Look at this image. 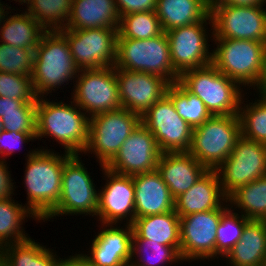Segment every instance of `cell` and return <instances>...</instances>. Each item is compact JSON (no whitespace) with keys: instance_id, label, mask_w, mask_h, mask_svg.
<instances>
[{"instance_id":"6da1fadb","label":"cell","mask_w":266,"mask_h":266,"mask_svg":"<svg viewBox=\"0 0 266 266\" xmlns=\"http://www.w3.org/2000/svg\"><path fill=\"white\" fill-rule=\"evenodd\" d=\"M62 155L43 146L27 153L23 180L27 189L25 205L39 222L54 210L60 199L64 167Z\"/></svg>"},{"instance_id":"7a4b0ae2","label":"cell","mask_w":266,"mask_h":266,"mask_svg":"<svg viewBox=\"0 0 266 266\" xmlns=\"http://www.w3.org/2000/svg\"><path fill=\"white\" fill-rule=\"evenodd\" d=\"M62 101L37 98L36 139L52 137L66 153L81 156L88 141L90 117L73 101L71 104Z\"/></svg>"},{"instance_id":"3957f363","label":"cell","mask_w":266,"mask_h":266,"mask_svg":"<svg viewBox=\"0 0 266 266\" xmlns=\"http://www.w3.org/2000/svg\"><path fill=\"white\" fill-rule=\"evenodd\" d=\"M78 72L66 37L59 30L46 31L35 48L31 74L37 98L47 97L71 80L74 83Z\"/></svg>"},{"instance_id":"277c9868","label":"cell","mask_w":266,"mask_h":266,"mask_svg":"<svg viewBox=\"0 0 266 266\" xmlns=\"http://www.w3.org/2000/svg\"><path fill=\"white\" fill-rule=\"evenodd\" d=\"M178 82L198 96L212 116L238 115L244 88L220 73L212 63L185 71Z\"/></svg>"},{"instance_id":"5b68a950","label":"cell","mask_w":266,"mask_h":266,"mask_svg":"<svg viewBox=\"0 0 266 266\" xmlns=\"http://www.w3.org/2000/svg\"><path fill=\"white\" fill-rule=\"evenodd\" d=\"M212 64L241 87L256 88L264 68L266 43L254 40L212 39Z\"/></svg>"},{"instance_id":"8992f818","label":"cell","mask_w":266,"mask_h":266,"mask_svg":"<svg viewBox=\"0 0 266 266\" xmlns=\"http://www.w3.org/2000/svg\"><path fill=\"white\" fill-rule=\"evenodd\" d=\"M84 165L78 154L64 152L60 199L43 222L55 219L60 215L83 214L96 217L99 189L95 188L94 180Z\"/></svg>"},{"instance_id":"52a82bcc","label":"cell","mask_w":266,"mask_h":266,"mask_svg":"<svg viewBox=\"0 0 266 266\" xmlns=\"http://www.w3.org/2000/svg\"><path fill=\"white\" fill-rule=\"evenodd\" d=\"M241 136L238 115H216L193 129L189 153L207 170H216Z\"/></svg>"},{"instance_id":"ba28073f","label":"cell","mask_w":266,"mask_h":266,"mask_svg":"<svg viewBox=\"0 0 266 266\" xmlns=\"http://www.w3.org/2000/svg\"><path fill=\"white\" fill-rule=\"evenodd\" d=\"M116 68L155 74L170 84L179 80L174 71L165 32L150 39H117Z\"/></svg>"},{"instance_id":"9c48e42d","label":"cell","mask_w":266,"mask_h":266,"mask_svg":"<svg viewBox=\"0 0 266 266\" xmlns=\"http://www.w3.org/2000/svg\"><path fill=\"white\" fill-rule=\"evenodd\" d=\"M140 123L139 114L122 107L90 117L88 141L83 154L93 153L100 168L106 166Z\"/></svg>"},{"instance_id":"30bf717a","label":"cell","mask_w":266,"mask_h":266,"mask_svg":"<svg viewBox=\"0 0 266 266\" xmlns=\"http://www.w3.org/2000/svg\"><path fill=\"white\" fill-rule=\"evenodd\" d=\"M266 4L251 6L210 4L213 39L266 43Z\"/></svg>"},{"instance_id":"8fae6325","label":"cell","mask_w":266,"mask_h":266,"mask_svg":"<svg viewBox=\"0 0 266 266\" xmlns=\"http://www.w3.org/2000/svg\"><path fill=\"white\" fill-rule=\"evenodd\" d=\"M74 82L71 99L89 117L121 108L115 66L79 70Z\"/></svg>"},{"instance_id":"7c38bea8","label":"cell","mask_w":266,"mask_h":266,"mask_svg":"<svg viewBox=\"0 0 266 266\" xmlns=\"http://www.w3.org/2000/svg\"><path fill=\"white\" fill-rule=\"evenodd\" d=\"M79 70L112 67L117 59L118 29H61Z\"/></svg>"},{"instance_id":"4fadbf2b","label":"cell","mask_w":266,"mask_h":266,"mask_svg":"<svg viewBox=\"0 0 266 266\" xmlns=\"http://www.w3.org/2000/svg\"><path fill=\"white\" fill-rule=\"evenodd\" d=\"M227 203L226 200L218 209L180 217V256L183 262L215 260L216 231L221 215L229 208Z\"/></svg>"},{"instance_id":"5bb4252c","label":"cell","mask_w":266,"mask_h":266,"mask_svg":"<svg viewBox=\"0 0 266 266\" xmlns=\"http://www.w3.org/2000/svg\"><path fill=\"white\" fill-rule=\"evenodd\" d=\"M165 33L168 37L171 62L179 76L187 70L212 63V50L210 52L208 44L213 38L212 19H203L201 22L173 28Z\"/></svg>"},{"instance_id":"9a60e30c","label":"cell","mask_w":266,"mask_h":266,"mask_svg":"<svg viewBox=\"0 0 266 266\" xmlns=\"http://www.w3.org/2000/svg\"><path fill=\"white\" fill-rule=\"evenodd\" d=\"M216 171L221 189L228 197L237 188L266 176V144L241 135L230 156Z\"/></svg>"},{"instance_id":"2e32d148","label":"cell","mask_w":266,"mask_h":266,"mask_svg":"<svg viewBox=\"0 0 266 266\" xmlns=\"http://www.w3.org/2000/svg\"><path fill=\"white\" fill-rule=\"evenodd\" d=\"M141 123L154 135L161 153L189 151L193 128L177 114L167 94L141 116Z\"/></svg>"},{"instance_id":"e0dca14e","label":"cell","mask_w":266,"mask_h":266,"mask_svg":"<svg viewBox=\"0 0 266 266\" xmlns=\"http://www.w3.org/2000/svg\"><path fill=\"white\" fill-rule=\"evenodd\" d=\"M105 185L99 189L96 217L99 224H132L135 219V190L132 176L101 168Z\"/></svg>"},{"instance_id":"ac0fdd59","label":"cell","mask_w":266,"mask_h":266,"mask_svg":"<svg viewBox=\"0 0 266 266\" xmlns=\"http://www.w3.org/2000/svg\"><path fill=\"white\" fill-rule=\"evenodd\" d=\"M160 155L154 135L140 123L105 167L128 176L152 172L157 170Z\"/></svg>"},{"instance_id":"d6986e66","label":"cell","mask_w":266,"mask_h":266,"mask_svg":"<svg viewBox=\"0 0 266 266\" xmlns=\"http://www.w3.org/2000/svg\"><path fill=\"white\" fill-rule=\"evenodd\" d=\"M121 107L142 116L160 100L170 83L155 74L115 67Z\"/></svg>"},{"instance_id":"ffe728a7","label":"cell","mask_w":266,"mask_h":266,"mask_svg":"<svg viewBox=\"0 0 266 266\" xmlns=\"http://www.w3.org/2000/svg\"><path fill=\"white\" fill-rule=\"evenodd\" d=\"M100 231L91 240L90 254L81 255L91 266H124L131 262L132 236L131 224H101ZM121 227V228H120ZM102 230V231H101ZM91 250V251H90Z\"/></svg>"},{"instance_id":"44dd1931","label":"cell","mask_w":266,"mask_h":266,"mask_svg":"<svg viewBox=\"0 0 266 266\" xmlns=\"http://www.w3.org/2000/svg\"><path fill=\"white\" fill-rule=\"evenodd\" d=\"M135 218L174 211L175 199L157 170L132 176Z\"/></svg>"},{"instance_id":"7402d4cb","label":"cell","mask_w":266,"mask_h":266,"mask_svg":"<svg viewBox=\"0 0 266 266\" xmlns=\"http://www.w3.org/2000/svg\"><path fill=\"white\" fill-rule=\"evenodd\" d=\"M157 171L174 199L189 190L208 170L189 152L161 153Z\"/></svg>"},{"instance_id":"603a6c76","label":"cell","mask_w":266,"mask_h":266,"mask_svg":"<svg viewBox=\"0 0 266 266\" xmlns=\"http://www.w3.org/2000/svg\"><path fill=\"white\" fill-rule=\"evenodd\" d=\"M226 200L217 171L208 170L189 190L175 199L174 210L183 217L218 209Z\"/></svg>"},{"instance_id":"cb8c5ba5","label":"cell","mask_w":266,"mask_h":266,"mask_svg":"<svg viewBox=\"0 0 266 266\" xmlns=\"http://www.w3.org/2000/svg\"><path fill=\"white\" fill-rule=\"evenodd\" d=\"M115 0H72L66 29H119Z\"/></svg>"},{"instance_id":"d4e9b609","label":"cell","mask_w":266,"mask_h":266,"mask_svg":"<svg viewBox=\"0 0 266 266\" xmlns=\"http://www.w3.org/2000/svg\"><path fill=\"white\" fill-rule=\"evenodd\" d=\"M227 266H255L266 261V220H250L241 239L224 258Z\"/></svg>"},{"instance_id":"484cf974","label":"cell","mask_w":266,"mask_h":266,"mask_svg":"<svg viewBox=\"0 0 266 266\" xmlns=\"http://www.w3.org/2000/svg\"><path fill=\"white\" fill-rule=\"evenodd\" d=\"M210 4L211 0H157L155 12L163 31L167 32L211 19Z\"/></svg>"},{"instance_id":"4316f807","label":"cell","mask_w":266,"mask_h":266,"mask_svg":"<svg viewBox=\"0 0 266 266\" xmlns=\"http://www.w3.org/2000/svg\"><path fill=\"white\" fill-rule=\"evenodd\" d=\"M132 239H150L180 253V217L174 211L135 218Z\"/></svg>"},{"instance_id":"83f0119b","label":"cell","mask_w":266,"mask_h":266,"mask_svg":"<svg viewBox=\"0 0 266 266\" xmlns=\"http://www.w3.org/2000/svg\"><path fill=\"white\" fill-rule=\"evenodd\" d=\"M53 250L30 237L3 246L0 249V262L5 266H60L61 258Z\"/></svg>"},{"instance_id":"f1b7e54d","label":"cell","mask_w":266,"mask_h":266,"mask_svg":"<svg viewBox=\"0 0 266 266\" xmlns=\"http://www.w3.org/2000/svg\"><path fill=\"white\" fill-rule=\"evenodd\" d=\"M14 14H7L3 22L0 43L35 50L46 30L26 11Z\"/></svg>"},{"instance_id":"f546056e","label":"cell","mask_w":266,"mask_h":266,"mask_svg":"<svg viewBox=\"0 0 266 266\" xmlns=\"http://www.w3.org/2000/svg\"><path fill=\"white\" fill-rule=\"evenodd\" d=\"M227 201L231 209L234 208L247 219L266 220V176L237 188L227 197Z\"/></svg>"},{"instance_id":"4dcf8cb0","label":"cell","mask_w":266,"mask_h":266,"mask_svg":"<svg viewBox=\"0 0 266 266\" xmlns=\"http://www.w3.org/2000/svg\"><path fill=\"white\" fill-rule=\"evenodd\" d=\"M13 197L0 200V249L8 244L22 242L30 237L22 225L25 219L36 216L22 203L15 202Z\"/></svg>"},{"instance_id":"1f68e13d","label":"cell","mask_w":266,"mask_h":266,"mask_svg":"<svg viewBox=\"0 0 266 266\" xmlns=\"http://www.w3.org/2000/svg\"><path fill=\"white\" fill-rule=\"evenodd\" d=\"M178 261L184 263L180 253L172 246L150 239H132V266H167Z\"/></svg>"},{"instance_id":"d6a6232c","label":"cell","mask_w":266,"mask_h":266,"mask_svg":"<svg viewBox=\"0 0 266 266\" xmlns=\"http://www.w3.org/2000/svg\"><path fill=\"white\" fill-rule=\"evenodd\" d=\"M26 6V12L46 31H54L66 27L72 0H30Z\"/></svg>"},{"instance_id":"836d02e7","label":"cell","mask_w":266,"mask_h":266,"mask_svg":"<svg viewBox=\"0 0 266 266\" xmlns=\"http://www.w3.org/2000/svg\"><path fill=\"white\" fill-rule=\"evenodd\" d=\"M166 94L171 98L177 114L193 129L212 116L200 98L187 91L178 81L169 85Z\"/></svg>"},{"instance_id":"e575fe53","label":"cell","mask_w":266,"mask_h":266,"mask_svg":"<svg viewBox=\"0 0 266 266\" xmlns=\"http://www.w3.org/2000/svg\"><path fill=\"white\" fill-rule=\"evenodd\" d=\"M258 96L259 99L249 104L248 101H245L247 104L244 103V99H247L243 96L238 117L244 138L266 144V97L260 94Z\"/></svg>"},{"instance_id":"d590c367","label":"cell","mask_w":266,"mask_h":266,"mask_svg":"<svg viewBox=\"0 0 266 266\" xmlns=\"http://www.w3.org/2000/svg\"><path fill=\"white\" fill-rule=\"evenodd\" d=\"M156 12H137L120 18L117 39H150L163 33Z\"/></svg>"},{"instance_id":"8d00e7d4","label":"cell","mask_w":266,"mask_h":266,"mask_svg":"<svg viewBox=\"0 0 266 266\" xmlns=\"http://www.w3.org/2000/svg\"><path fill=\"white\" fill-rule=\"evenodd\" d=\"M250 221L242 214L228 208L222 215L216 231V258H225L241 239L245 225Z\"/></svg>"},{"instance_id":"74e56055","label":"cell","mask_w":266,"mask_h":266,"mask_svg":"<svg viewBox=\"0 0 266 266\" xmlns=\"http://www.w3.org/2000/svg\"><path fill=\"white\" fill-rule=\"evenodd\" d=\"M34 58V49L16 48L0 43V72L31 77Z\"/></svg>"},{"instance_id":"f35d334b","label":"cell","mask_w":266,"mask_h":266,"mask_svg":"<svg viewBox=\"0 0 266 266\" xmlns=\"http://www.w3.org/2000/svg\"><path fill=\"white\" fill-rule=\"evenodd\" d=\"M0 97L37 102L31 77L7 72H0Z\"/></svg>"},{"instance_id":"ab89813d","label":"cell","mask_w":266,"mask_h":266,"mask_svg":"<svg viewBox=\"0 0 266 266\" xmlns=\"http://www.w3.org/2000/svg\"><path fill=\"white\" fill-rule=\"evenodd\" d=\"M3 129L9 132H36V111L0 112Z\"/></svg>"},{"instance_id":"60d3db41","label":"cell","mask_w":266,"mask_h":266,"mask_svg":"<svg viewBox=\"0 0 266 266\" xmlns=\"http://www.w3.org/2000/svg\"><path fill=\"white\" fill-rule=\"evenodd\" d=\"M34 140L36 141V132H9L3 129L0 133V160L7 161V157L13 155L18 147Z\"/></svg>"},{"instance_id":"b9f144b4","label":"cell","mask_w":266,"mask_h":266,"mask_svg":"<svg viewBox=\"0 0 266 266\" xmlns=\"http://www.w3.org/2000/svg\"><path fill=\"white\" fill-rule=\"evenodd\" d=\"M120 18L137 12H155L157 0H115Z\"/></svg>"},{"instance_id":"7bdbcfd3","label":"cell","mask_w":266,"mask_h":266,"mask_svg":"<svg viewBox=\"0 0 266 266\" xmlns=\"http://www.w3.org/2000/svg\"><path fill=\"white\" fill-rule=\"evenodd\" d=\"M6 163L8 162L0 160V200L15 195V185L12 182L11 173L8 171L9 167Z\"/></svg>"},{"instance_id":"ee69618b","label":"cell","mask_w":266,"mask_h":266,"mask_svg":"<svg viewBox=\"0 0 266 266\" xmlns=\"http://www.w3.org/2000/svg\"><path fill=\"white\" fill-rule=\"evenodd\" d=\"M37 102H24L8 97H0V112L36 111Z\"/></svg>"},{"instance_id":"f6af8a7d","label":"cell","mask_w":266,"mask_h":266,"mask_svg":"<svg viewBox=\"0 0 266 266\" xmlns=\"http://www.w3.org/2000/svg\"><path fill=\"white\" fill-rule=\"evenodd\" d=\"M60 266H91L90 263L81 255L76 253L69 257L61 258Z\"/></svg>"},{"instance_id":"bcb514c9","label":"cell","mask_w":266,"mask_h":266,"mask_svg":"<svg viewBox=\"0 0 266 266\" xmlns=\"http://www.w3.org/2000/svg\"><path fill=\"white\" fill-rule=\"evenodd\" d=\"M266 0H211V4L243 5L251 6L265 4Z\"/></svg>"},{"instance_id":"7dc6e473","label":"cell","mask_w":266,"mask_h":266,"mask_svg":"<svg viewBox=\"0 0 266 266\" xmlns=\"http://www.w3.org/2000/svg\"><path fill=\"white\" fill-rule=\"evenodd\" d=\"M253 90H256L255 91L256 93L258 92L257 95L260 94L266 97V51H265V62H264L263 73L257 87Z\"/></svg>"},{"instance_id":"c3c4849f","label":"cell","mask_w":266,"mask_h":266,"mask_svg":"<svg viewBox=\"0 0 266 266\" xmlns=\"http://www.w3.org/2000/svg\"><path fill=\"white\" fill-rule=\"evenodd\" d=\"M2 3L3 2H1V0H0V30H1V27L3 25V22L7 16V14H11V11H8V10L12 9L10 6H8L4 3L2 4Z\"/></svg>"},{"instance_id":"681fc988","label":"cell","mask_w":266,"mask_h":266,"mask_svg":"<svg viewBox=\"0 0 266 266\" xmlns=\"http://www.w3.org/2000/svg\"><path fill=\"white\" fill-rule=\"evenodd\" d=\"M13 1V0H12ZM14 1H16V2H19V4H23L22 6H24L25 5V3L28 5L29 4V2H30V0H14Z\"/></svg>"},{"instance_id":"f907efd6","label":"cell","mask_w":266,"mask_h":266,"mask_svg":"<svg viewBox=\"0 0 266 266\" xmlns=\"http://www.w3.org/2000/svg\"><path fill=\"white\" fill-rule=\"evenodd\" d=\"M2 130H3V124H2V120L0 118V133H1Z\"/></svg>"},{"instance_id":"816d5d0a","label":"cell","mask_w":266,"mask_h":266,"mask_svg":"<svg viewBox=\"0 0 266 266\" xmlns=\"http://www.w3.org/2000/svg\"><path fill=\"white\" fill-rule=\"evenodd\" d=\"M255 266H266V263L264 262V263H261L259 265H255Z\"/></svg>"}]
</instances>
